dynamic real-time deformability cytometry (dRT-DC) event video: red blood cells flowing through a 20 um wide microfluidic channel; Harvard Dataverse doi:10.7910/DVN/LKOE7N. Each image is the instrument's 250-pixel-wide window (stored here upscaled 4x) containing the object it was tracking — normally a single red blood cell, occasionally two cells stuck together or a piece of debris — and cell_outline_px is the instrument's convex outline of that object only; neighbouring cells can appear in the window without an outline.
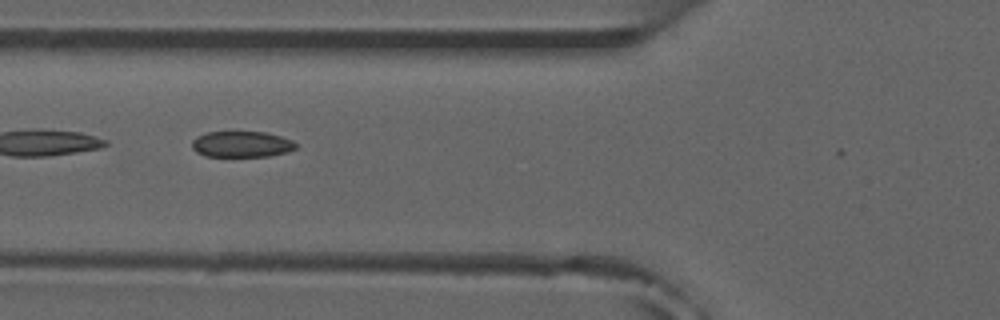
{"species": "common noctule bat (a hibernating species)", "species_latin": "Nyctalus noctula", "temperature_condition": "room temperature", "stored_images_in_passage": 7, "camera_frame_rate_fps": 3000, "um_per_image_px": 0.085, "animal": {"sex": "male", "forearm_length_mm": 52.5}, "frame": {"image": 1, "passage_image": 6, "time_ms": 6.0, "image_size_px": [1000, 320], "cell_outline_px": [[296, 148], [288, 152], [268, 156], [204, 156], [196, 152], [192, 148], [192, 140], [196, 136], [208, 132], [268, 132], [292, 140], [296, 144]], "centroid_in_image_um": [20.53, 12.26], "position_along_channel_um": 105.3, "area_um2": 15.78}}